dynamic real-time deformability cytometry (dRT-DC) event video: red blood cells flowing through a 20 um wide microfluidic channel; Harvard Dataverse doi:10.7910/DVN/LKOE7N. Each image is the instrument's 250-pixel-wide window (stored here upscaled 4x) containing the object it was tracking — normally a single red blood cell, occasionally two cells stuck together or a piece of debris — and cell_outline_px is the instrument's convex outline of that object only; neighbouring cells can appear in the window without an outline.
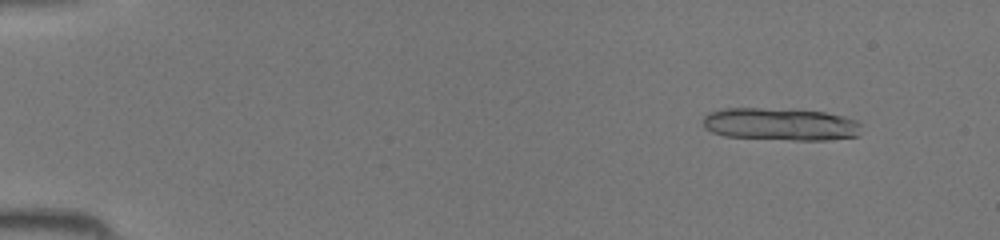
{"species": "common noctule bat (a hibernating species)", "species_latin": "Nyctalus noctula", "temperature_condition": "room temperature", "stored_images_in_passage": 35, "camera_frame_rate_fps": 3000, "um_per_image_px": 0.085, "animal": {"sex": "female", "body_mass_g": 19.5, "forearm_length_mm": 54.1}, "frame": {"image": 1, "passage_image": 5, "time_ms": 1.333, "image_size_px": [1000, 240], "cell_outline_px": [[860, 136], [828, 140], [792, 140], [724, 136], [712, 132], [704, 128], [704, 116], [708, 112], [724, 108], [792, 108], [824, 112], [844, 116], [856, 120], [860, 124]], "centroid_in_image_um": [66.35, 10.55], "position_along_channel_um": 18.6, "area_um2": 30.52}}
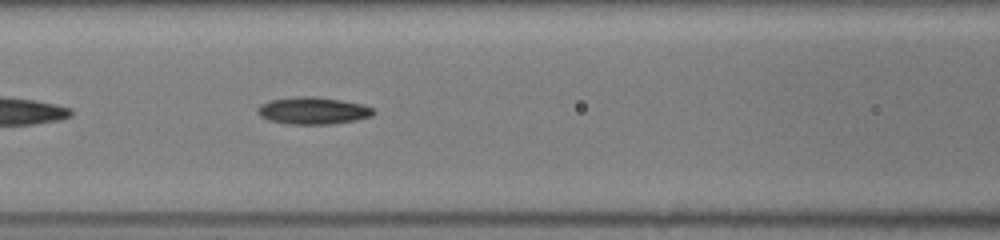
{"frame": {"image": 2, "passage_image": 21, "time_ms": 6.667, "image_size_px": [1000, 240], "cell_outline_px": [[376, 112], [372, 116], [356, 120], [332, 124], [288, 124], [268, 120], [260, 116], [256, 112], [256, 108], [260, 104], [268, 100], [292, 96], [312, 96], [340, 100], [364, 104], [372, 108]], "centroid_in_image_um": [26.57, 9.4], "position_along_channel_um": 140.0, "area_um2": 18.61}}
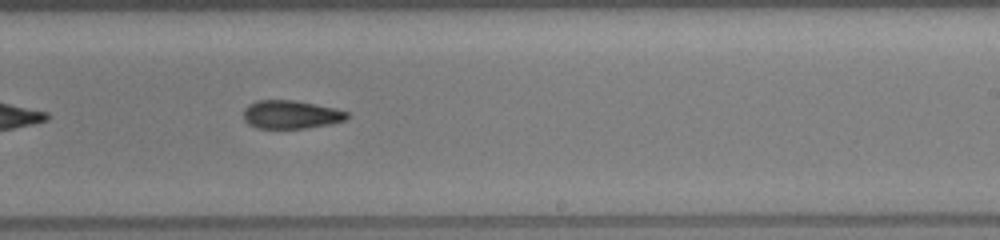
{"frame": {"image": 3, "passage_image": 29, "time_ms": 9.333, "image_size_px": [1000, 240], "cell_outline_px": [[348, 116], [344, 120], [332, 124], [304, 128], [256, 128], [248, 124], [244, 120], [244, 108], [248, 104], [256, 100], [292, 100], [316, 104], [336, 108], [348, 112]], "centroid_in_image_um": [24.71, 9.73], "position_along_channel_um": 264.3, "area_um2": 17.17}}